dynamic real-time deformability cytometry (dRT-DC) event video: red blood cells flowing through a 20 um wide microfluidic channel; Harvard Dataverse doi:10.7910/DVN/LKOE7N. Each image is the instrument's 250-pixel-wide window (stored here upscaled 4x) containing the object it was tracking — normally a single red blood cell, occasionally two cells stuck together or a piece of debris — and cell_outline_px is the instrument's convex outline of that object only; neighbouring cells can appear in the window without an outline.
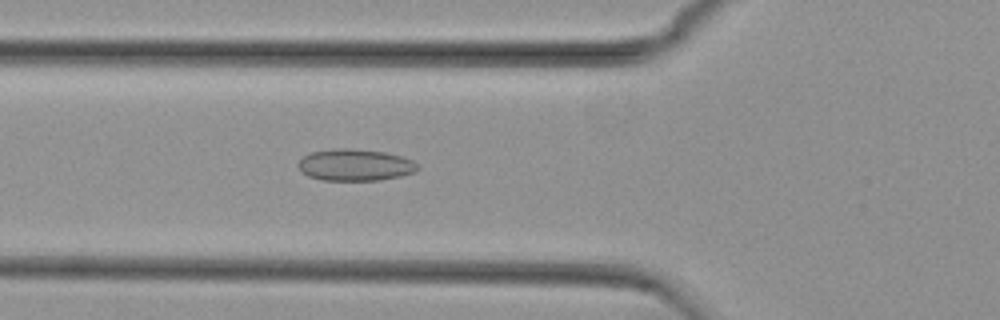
{"species": "common noctule bat (a hibernating species)", "species_latin": "Nyctalus noctula", "temperature_condition": "cold", "stored_images_in_passage": 42, "camera_frame_rate_fps": 3000, "um_per_image_px": 0.085, "animal": {"sex": "female", "body_mass_g": 29.2, "forearm_length_mm": 56.3}, "frame": {"image": 1, "passage_image": 9, "time_ms": 2.667, "image_size_px": [1000, 320], "cell_outline_px": [[420, 168], [416, 172], [400, 176], [380, 180], [324, 180], [308, 176], [296, 164], [304, 156], [312, 152], [336, 148], [348, 148], [384, 152], [400, 156], [412, 160]], "centroid_in_image_um": [30.2, 14.02], "position_along_channel_um": 95.6, "area_um2": 21.91}}
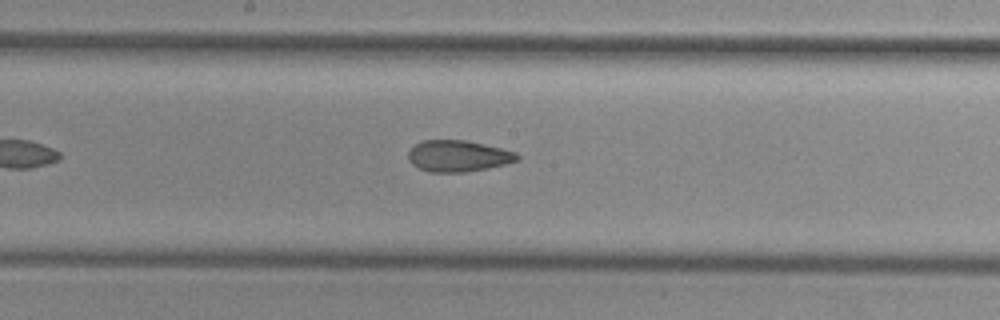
{"frame": {"image": 2, "passage_image": 18, "time_ms": 5.667, "image_size_px": [1000, 320], "cell_outline_px": [[520, 160], [488, 168], [464, 172], [428, 172], [412, 164], [408, 160], [408, 152], [420, 140], [468, 140], [516, 152], [520, 156]], "centroid_in_image_um": [38.94, 13.26], "position_along_channel_um": 209.3, "area_um2": 19.94}}
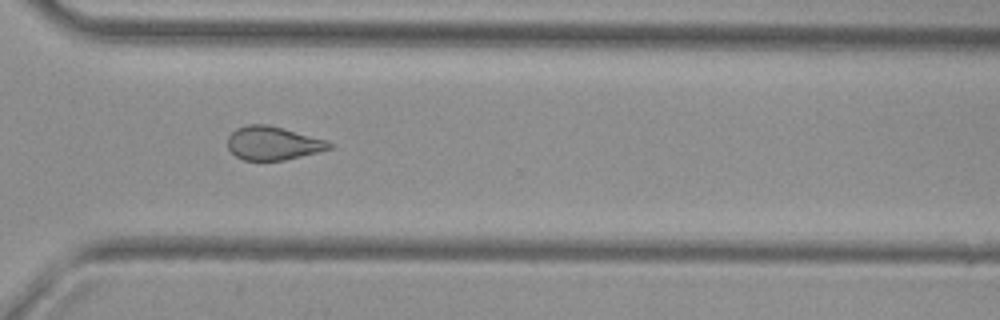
{"frame": {"image": 3, "passage_image": 29, "time_ms": 9.333, "image_size_px": [1000, 320], "cell_outline_px": [[332, 148], [284, 160], [244, 160], [236, 156], [228, 148], [228, 136], [236, 128], [244, 124], [268, 124], [284, 128], [328, 140], [332, 144]], "centroid_in_image_um": [23.19, 12.15], "position_along_channel_um": 347.4, "area_um2": 19.88}, "authors_computed_cell_mechanics": {"area_um2": 20.0855, "velocity_mm_per_s": 3.7719, "shape_relaxation_time_tau1_ms": null, "shape_relaxation_time_tau2_ms": 2.9245, "deformation_change_tau1": null, "deformation_change_tau2": 0.0888}}